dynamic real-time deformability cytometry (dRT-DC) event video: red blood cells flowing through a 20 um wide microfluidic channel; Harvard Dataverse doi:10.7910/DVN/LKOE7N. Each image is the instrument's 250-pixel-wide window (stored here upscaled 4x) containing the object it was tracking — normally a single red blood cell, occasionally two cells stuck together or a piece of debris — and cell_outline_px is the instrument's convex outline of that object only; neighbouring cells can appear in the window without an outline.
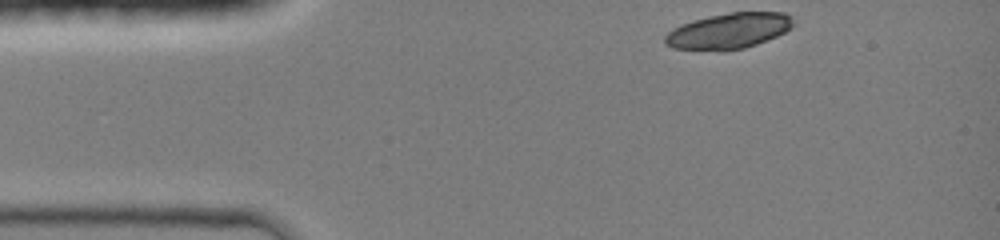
{"species": "common noctule bat (a hibernating species)", "species_latin": "Nyctalus noctula", "temperature_condition": "room temperature", "stored_images_in_passage": 34, "camera_frame_rate_fps": 3000, "um_per_image_px": 0.085, "animal": {"sex": "female", "body_mass_g": 19.0, "forearm_length_mm": 51.5}, "frame": {"image": 1, "passage_image": 1, "time_ms": 0.0, "image_size_px": [1000, 240], "cell_outline_px": [[792, 28], [776, 36], [756, 44], [744, 48], [724, 52], [720, 52], [672, 48], [664, 44], [664, 36], [672, 28], [692, 20], [708, 16], [732, 12], [784, 12], [792, 16]], "centroid_in_image_um": [61.89, 2.64], "position_along_channel_um": 23.1, "area_um2": 27.05}}
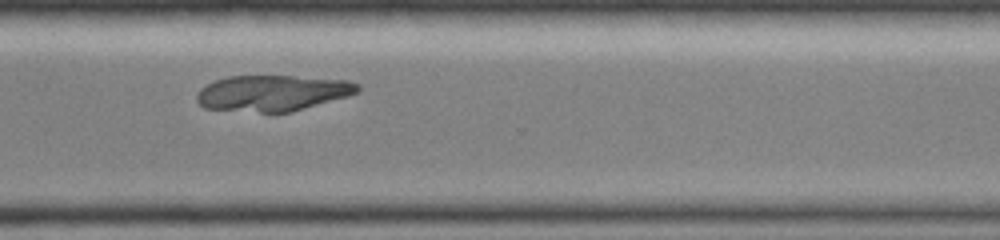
{"frame": {"image": 2, "passage_image": 28, "time_ms": 9.0, "image_size_px": [1000, 240], "cell_outline_px": [[360, 88], [356, 92], [348, 96], [292, 112], [260, 112], [204, 108], [196, 100], [196, 96], [200, 88], [216, 80], [228, 76], [292, 76], [348, 80], [360, 84]], "centroid_in_image_um": [23.17, 7.91], "position_along_channel_um": 347.4, "area_um2": 33.58}}
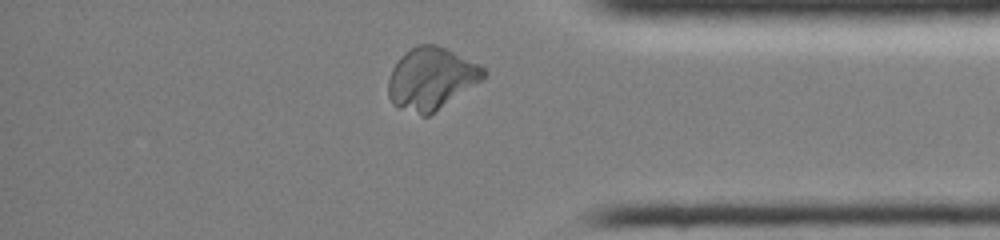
{"frame": {"image": 3, "passage_image": 32, "time_ms": 10.333, "image_size_px": [1000, 240], "cell_outline_px": [[488, 72], [480, 80], [428, 116], [420, 116], [396, 108], [392, 104], [388, 96], [388, 80], [392, 68], [396, 60], [404, 52], [416, 44], [436, 44], [484, 68]], "centroid_in_image_um": [36.55, 6.69], "position_along_channel_um": 398.6, "area_um2": 34.1}}